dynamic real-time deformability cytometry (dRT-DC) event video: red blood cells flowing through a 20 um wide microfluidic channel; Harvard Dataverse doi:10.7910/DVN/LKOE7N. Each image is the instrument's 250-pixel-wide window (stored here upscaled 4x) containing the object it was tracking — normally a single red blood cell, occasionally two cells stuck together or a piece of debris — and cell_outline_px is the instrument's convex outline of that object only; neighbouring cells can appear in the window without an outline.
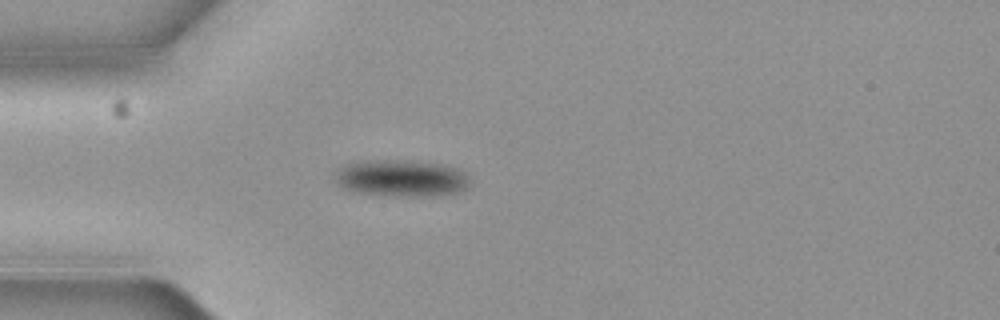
{"species": "common noctule bat (a hibernating species)", "species_latin": "Nyctalus noctula", "temperature_condition": "cold", "stored_images_in_passage": 3, "camera_frame_rate_fps": 3000, "um_per_image_px": 0.085, "animal": {"sex": "female", "body_mass_g": 19.3, "forearm_length_mm": 54.1}, "frame": {"image": 1, "passage_image": 2, "time_ms": 0.333, "image_size_px": [1000, 320], "cell_outline_px": [[472, 184], [468, 188], [456, 192], [352, 192], [344, 188], [336, 180], [332, 172], [336, 168], [352, 160], [412, 160], [444, 164], [460, 168], [468, 176]], "centroid_in_image_um": [34.05, 15.02], "position_along_channel_um": 51.0, "area_um2": 27.8}}